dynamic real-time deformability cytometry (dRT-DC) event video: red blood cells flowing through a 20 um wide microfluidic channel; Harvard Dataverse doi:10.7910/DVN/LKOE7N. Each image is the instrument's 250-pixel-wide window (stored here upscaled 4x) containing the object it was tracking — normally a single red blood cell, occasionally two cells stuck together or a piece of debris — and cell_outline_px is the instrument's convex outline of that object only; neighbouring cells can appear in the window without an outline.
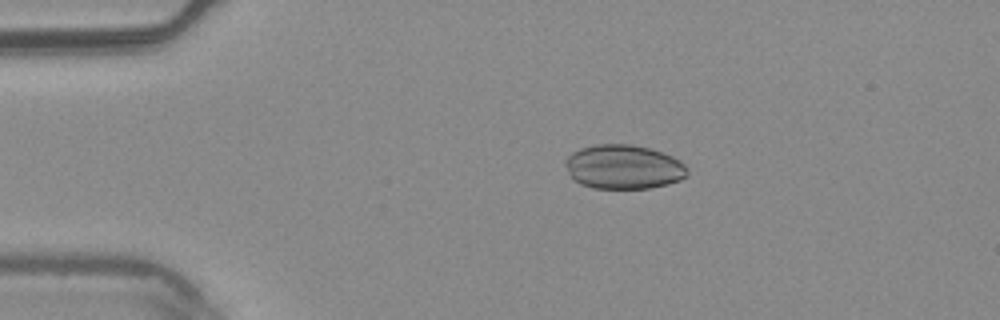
{"species": "common noctule bat (a hibernating species)", "species_latin": "Nyctalus noctula", "temperature_condition": "warm", "stored_images_in_passage": 4, "camera_frame_rate_fps": 3000, "um_per_image_px": 0.085, "animal": {"sex": "male", "body_mass_g": 20.4}, "frame": {"image": 1, "passage_image": 3, "time_ms": 0.667, "image_size_px": [1000, 320], "cell_outline_px": [[688, 176], [680, 180], [668, 184], [652, 188], [592, 188], [580, 184], [568, 172], [564, 164], [564, 160], [572, 152], [580, 148], [596, 144], [632, 144], [652, 148], [664, 152], [680, 160], [688, 168]], "centroid_in_image_um": [53.03, 14.18], "position_along_channel_um": 32.0, "area_um2": 31.85}}